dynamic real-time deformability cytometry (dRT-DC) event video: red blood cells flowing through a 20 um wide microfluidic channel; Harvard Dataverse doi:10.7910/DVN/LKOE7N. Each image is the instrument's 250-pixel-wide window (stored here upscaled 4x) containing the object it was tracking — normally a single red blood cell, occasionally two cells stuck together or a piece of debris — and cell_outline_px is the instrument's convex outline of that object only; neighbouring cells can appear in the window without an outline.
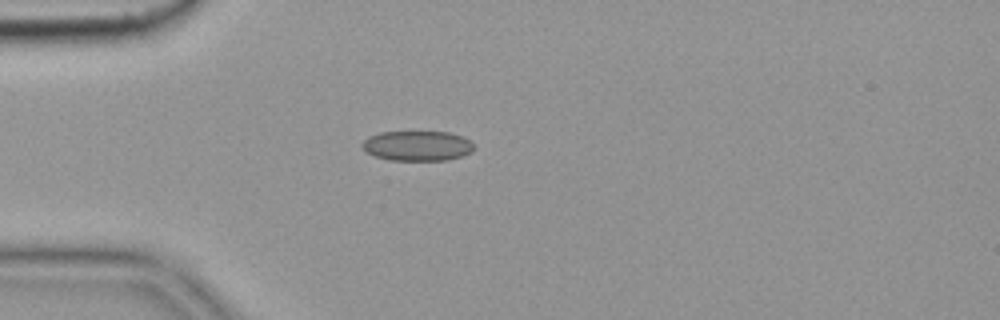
{"species": "common noctule bat (a hibernating species)", "species_latin": "Nyctalus noctula", "temperature_condition": "cold", "stored_images_in_passage": 5, "camera_frame_rate_fps": 3000, "um_per_image_px": 0.085, "animal": {"sex": "female", "body_mass_g": 19.9}, "frame": {"image": 1, "passage_image": 4, "time_ms": 1.0, "image_size_px": [1000, 320], "cell_outline_px": [[476, 148], [472, 152], [448, 160], [388, 160], [376, 156], [368, 152], [360, 144], [368, 136], [380, 132], [448, 132], [464, 136], [472, 140]], "centroid_in_image_um": [35.53, 12.39], "position_along_channel_um": 49.5, "area_um2": 19.71}}